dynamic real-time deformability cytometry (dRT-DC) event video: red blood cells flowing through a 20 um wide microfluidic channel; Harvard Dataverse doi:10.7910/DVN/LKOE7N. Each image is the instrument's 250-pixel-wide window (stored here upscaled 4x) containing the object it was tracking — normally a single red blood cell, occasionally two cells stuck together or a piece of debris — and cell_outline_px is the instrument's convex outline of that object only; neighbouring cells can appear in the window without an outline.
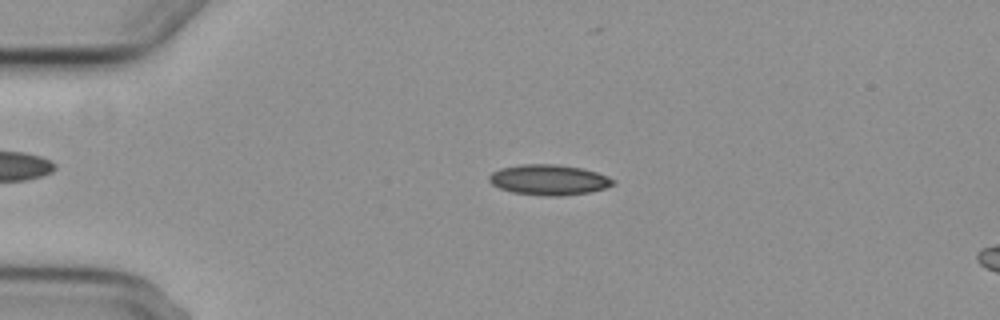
{"species": "common noctule bat (a hibernating species)", "species_latin": "Nyctalus noctula", "temperature_condition": "cold", "stored_images_in_passage": 5, "segment_of_instrument_passage": [1, 2], "camera_frame_rate_fps": 3000, "um_per_image_px": 0.085, "animal": {"sex": "female", "body_mass_g": 29.2, "forearm_length_mm": 56.3}, "frame": {"image": 1, "passage_image": 3, "time_ms": 2.333, "image_size_px": [1000, 320], "cell_outline_px": [[616, 184], [604, 188], [588, 192], [560, 196], [544, 196], [512, 192], [500, 188], [492, 184], [488, 180], [488, 176], [492, 172], [500, 168], [520, 164], [556, 164], [580, 168], [596, 172], [608, 176], [616, 180]], "centroid_in_image_um": [46.64, 15.28], "position_along_channel_um": 38.4, "area_um2": 22.02}}